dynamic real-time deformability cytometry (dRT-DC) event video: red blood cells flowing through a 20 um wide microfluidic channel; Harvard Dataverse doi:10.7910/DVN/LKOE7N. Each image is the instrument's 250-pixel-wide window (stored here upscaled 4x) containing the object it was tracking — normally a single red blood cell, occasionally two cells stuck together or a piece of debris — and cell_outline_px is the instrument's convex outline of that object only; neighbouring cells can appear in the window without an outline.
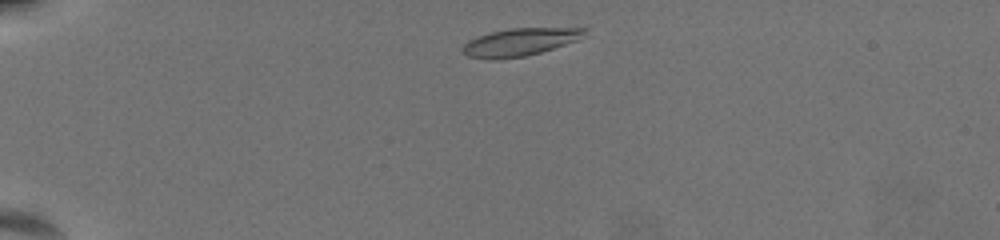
{"species": "common noctule bat (a hibernating species)", "species_latin": "Nyctalus noctula", "temperature_condition": "warm", "stored_images_in_passage": 44, "camera_frame_rate_fps": 3000, "um_per_image_px": 0.085, "animal": {"sex": "female", "body_mass_g": 19.5, "forearm_length_mm": 54.1}, "frame": {"image": 1, "passage_image": 3, "time_ms": 0.667, "image_size_px": [1000, 240], "cell_outline_px": [[588, 28], [580, 40], [540, 52], [524, 56], [496, 60], [488, 60], [468, 56], [460, 52], [460, 48], [468, 40], [476, 36], [492, 32], [512, 28]], "centroid_in_image_um": [44.14, 3.59], "position_along_channel_um": 40.9, "area_um2": 19.83}}
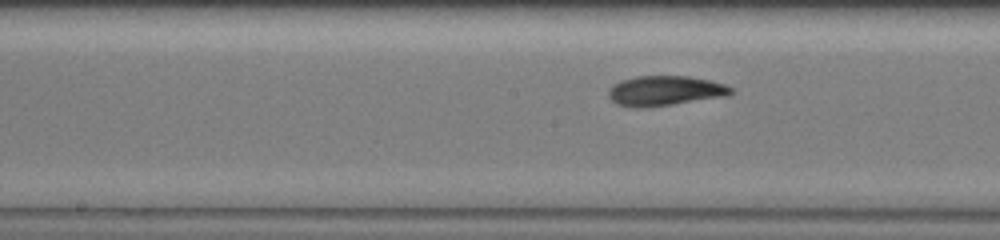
{"frame": {"image": 2, "passage_image": 21, "time_ms": 6.667, "image_size_px": [1000, 240], "cell_outline_px": [[732, 92], [728, 96], [644, 108], [632, 108], [616, 104], [608, 96], [608, 88], [612, 84], [620, 80], [636, 76], [688, 76], [708, 80], [724, 84], [732, 88]], "centroid_in_image_um": [56.46, 7.72], "position_along_channel_um": 191.7, "area_um2": 21.5}}
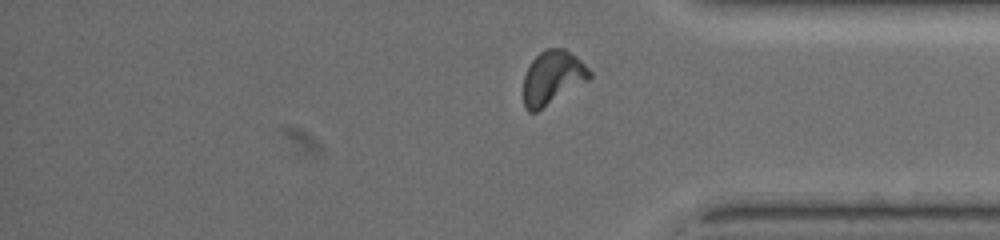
{"frame": {"image": 3, "passage_image": 38, "time_ms": 12.333, "image_size_px": [1000, 240], "cell_outline_px": [[592, 76], [588, 80], [536, 112], [528, 112], [524, 104], [524, 76], [532, 60], [544, 48], [564, 48], [576, 56], [592, 72]], "centroid_in_image_um": [46.96, 6.58], "position_along_channel_um": 388.2, "area_um2": 20.46}, "authors_computed_cell_mechanics": {"area_um2": 20.4323, "velocity_mm_per_s": 3.5663, "shape_relaxation_time_tau1_ms": 4.4165, "shape_relaxation_time_tau2_ms": 1.9224, "deformation_change_tau1": 0.1811, "deformation_change_tau2": 0.0851}}